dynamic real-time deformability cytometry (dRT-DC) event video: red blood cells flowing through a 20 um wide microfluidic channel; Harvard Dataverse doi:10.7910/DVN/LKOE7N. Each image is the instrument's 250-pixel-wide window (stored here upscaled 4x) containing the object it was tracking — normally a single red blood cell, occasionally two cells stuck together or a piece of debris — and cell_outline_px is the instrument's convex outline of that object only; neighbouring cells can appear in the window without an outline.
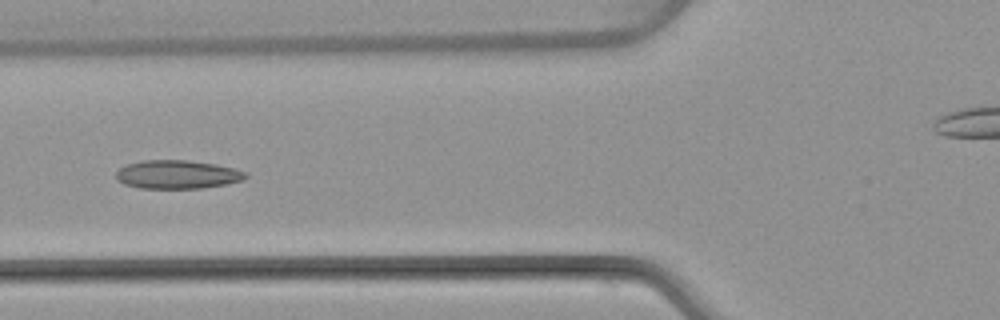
{"species": "common noctule bat (a hibernating species)", "species_latin": "Nyctalus noctula", "temperature_condition": "warm", "stored_images_in_passage": 6, "camera_frame_rate_fps": 3000, "um_per_image_px": 0.085, "animal": {"sex": "female", "body_mass_g": 22.7, "forearm_length_mm": 54.2}, "frame": {"image": 1, "passage_image": 6, "time_ms": 6.0, "image_size_px": [1000, 320], "cell_outline_px": [[248, 176], [244, 180], [224, 184], [200, 188], [140, 188], [124, 184], [116, 180], [116, 172], [124, 164], [144, 160], [188, 160], [216, 164], [248, 172]], "centroid_in_image_um": [15.05, 14.82], "position_along_channel_um": 110.7, "area_um2": 21.62}}